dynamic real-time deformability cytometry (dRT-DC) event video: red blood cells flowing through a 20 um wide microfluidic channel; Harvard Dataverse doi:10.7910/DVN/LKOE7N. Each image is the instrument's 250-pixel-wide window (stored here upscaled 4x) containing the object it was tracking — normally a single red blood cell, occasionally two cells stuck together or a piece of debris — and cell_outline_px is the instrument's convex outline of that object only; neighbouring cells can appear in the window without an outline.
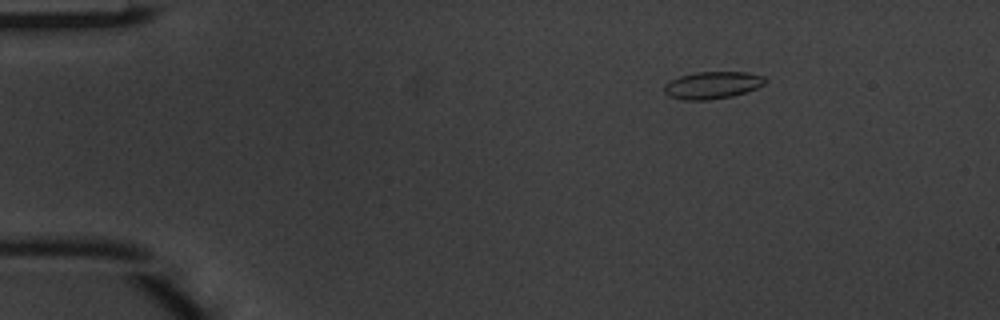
{"species": "common noctule bat (a hibernating species)", "species_latin": "Nyctalus noctula", "temperature_condition": "warm", "stored_images_in_passage": 3, "camera_frame_rate_fps": 3000, "um_per_image_px": 0.085, "animal": {"sex": "male", "body_mass_g": 20.1, "forearm_length_mm": 53.5}, "frame": {"image": 1, "passage_image": 1, "time_ms": 0.0, "image_size_px": [1000, 320], "cell_outline_px": [[764, 84], [756, 88], [732, 96], [708, 100], [684, 100], [668, 96], [664, 92], [664, 84], [680, 76], [696, 72], [748, 72], [764, 76]], "centroid_in_image_um": [60.52, 7.24], "position_along_channel_um": 24.5, "area_um2": 15.9}}